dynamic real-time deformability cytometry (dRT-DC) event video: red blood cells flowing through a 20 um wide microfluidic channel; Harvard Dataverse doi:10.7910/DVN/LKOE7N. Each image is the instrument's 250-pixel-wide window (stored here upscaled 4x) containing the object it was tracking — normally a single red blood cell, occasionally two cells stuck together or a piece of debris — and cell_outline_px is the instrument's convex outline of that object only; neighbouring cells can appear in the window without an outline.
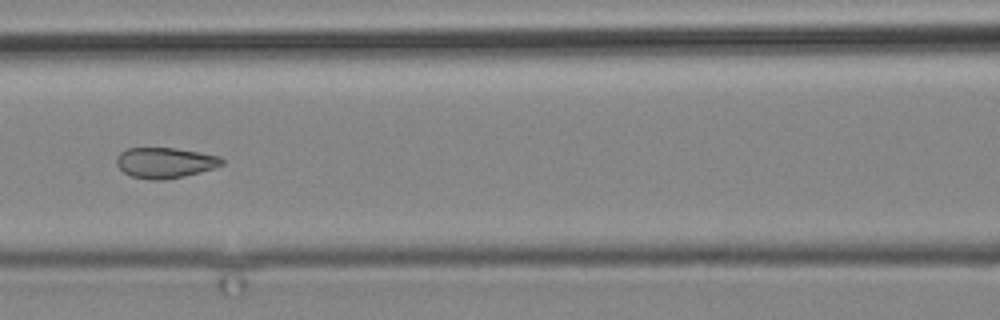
{"species": "common noctule bat (a hibernating species)", "species_latin": "Nyctalus noctula", "temperature_condition": "cold", "stored_images_in_passage": 12, "camera_frame_rate_fps": 3000, "um_per_image_px": 0.085, "animal": {"sex": "male", "body_mass_g": 19.2, "forearm_length_mm": 51.8}, "frame": {"image": 1, "passage_image": 12, "time_ms": 14.333, "image_size_px": [1000, 320], "cell_outline_px": [[224, 164], [200, 172], [184, 176], [164, 180], [152, 180], [132, 176], [124, 172], [116, 164], [116, 156], [120, 152], [128, 148], [176, 148], [220, 156], [224, 160]], "centroid_in_image_um": [14.02, 13.83], "position_along_channel_um": 152.6, "area_um2": 18.73}}